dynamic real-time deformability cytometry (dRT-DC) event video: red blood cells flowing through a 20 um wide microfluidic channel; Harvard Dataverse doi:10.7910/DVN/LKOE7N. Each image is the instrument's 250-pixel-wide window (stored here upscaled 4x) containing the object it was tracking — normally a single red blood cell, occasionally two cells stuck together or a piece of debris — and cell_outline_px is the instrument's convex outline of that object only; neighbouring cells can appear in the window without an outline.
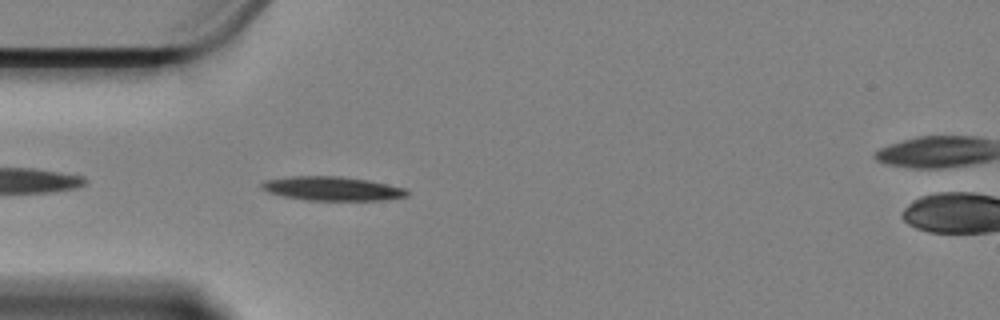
{"species": "Egyptian fruit bat (a non-hibernating species)", "species_latin": "Rousettus aegyptiacus", "temperature_condition": "cold", "stored_images_in_passage": 45, "camera_frame_rate_fps": 3000, "um_per_image_px": 0.085, "animal": {"sex": "female"}, "frame": {"image": 1, "passage_image": 3, "time_ms": 0.667, "image_size_px": [1000, 320], "cell_outline_px": [[408, 196], [388, 200], [308, 200], [284, 196], [268, 192], [260, 184], [268, 180], [292, 176], [340, 176], [368, 180], [404, 188], [408, 192]], "centroid_in_image_um": [28.29, 16.03], "position_along_channel_um": 56.7, "area_um2": 20.06}}
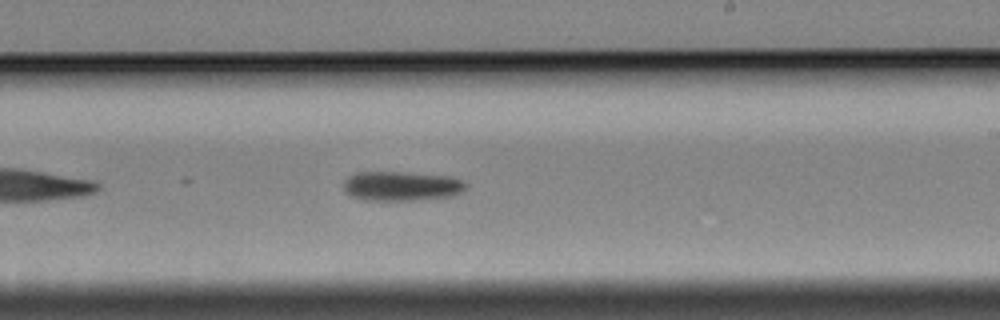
{"frame": {"image": 2, "passage_image": 21, "time_ms": 6.667, "image_size_px": [1000, 320], "cell_outline_px": [[468, 188], [452, 196], [416, 200], [364, 200], [352, 196], [344, 188], [344, 180], [348, 176], [356, 172], [400, 172], [448, 176], [460, 180], [468, 184]], "centroid_in_image_um": [34.13, 15.81], "position_along_channel_um": 254.9, "area_um2": 20.92}}
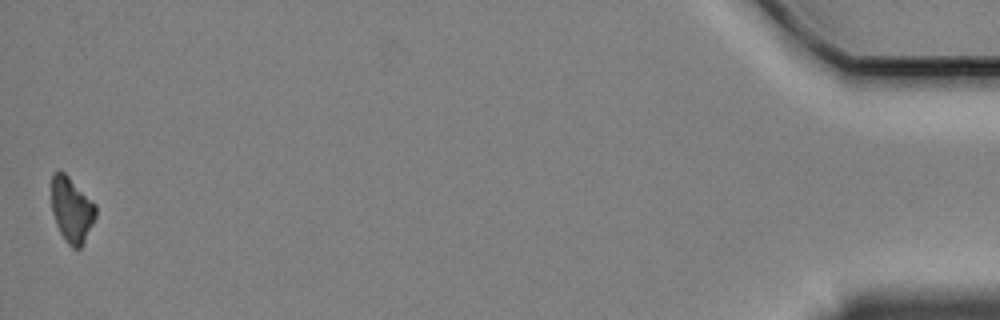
{"frame": {"image": 3, "passage_image": 45, "time_ms": 14.667, "image_size_px": [1000, 320], "cell_outline_px": [[96, 216], [84, 244], [80, 248], [72, 248], [68, 244], [60, 232], [56, 224], [52, 212], [52, 172], [64, 172], [96, 204]], "centroid_in_image_um": [6.1, 17.85], "position_along_channel_um": 429.1, "area_um2": 16.76}, "authors_computed_cell_mechanics": {"area_um2": 19.8832, "velocity_mm_per_s": 3.3541, "shape_relaxation_time_tau1_ms": 1.9637, "shape_relaxation_time_tau2_ms": null, "deformation_change_tau1": 0.143, "deformation_change_tau2": null}}